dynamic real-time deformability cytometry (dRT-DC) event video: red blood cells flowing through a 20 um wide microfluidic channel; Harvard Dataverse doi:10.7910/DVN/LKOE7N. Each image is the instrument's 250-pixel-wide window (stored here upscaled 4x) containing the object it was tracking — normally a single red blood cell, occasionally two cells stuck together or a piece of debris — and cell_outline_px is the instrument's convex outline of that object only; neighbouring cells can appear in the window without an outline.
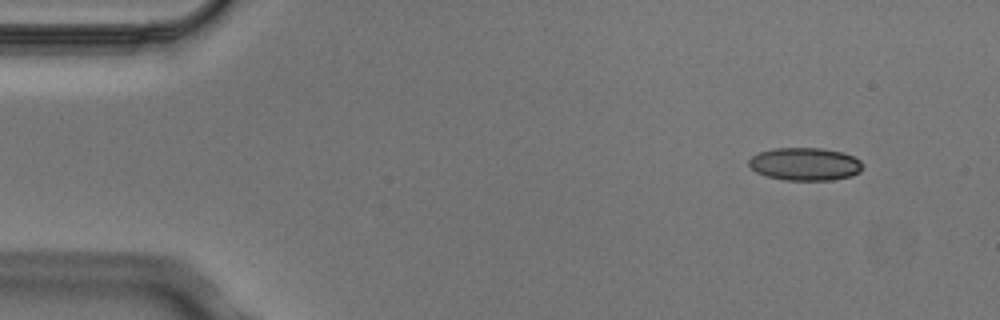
{"species": "Egyptian fruit bat (a non-hibernating species)", "species_latin": "Rousettus aegyptiacus", "temperature_condition": "cold", "stored_images_in_passage": 7, "camera_frame_rate_fps": 3000, "um_per_image_px": 0.085, "animal": {"sex": "male"}, "frame": {"image": 1, "passage_image": 1, "time_ms": 0.0, "image_size_px": [1000, 320], "cell_outline_px": [[864, 168], [860, 172], [852, 176], [832, 180], [784, 180], [768, 176], [756, 172], [748, 164], [748, 160], [752, 156], [760, 152], [772, 148], [820, 148], [844, 152], [860, 160], [864, 164]], "centroid_in_image_um": [68.46, 13.94], "position_along_channel_um": 16.5, "area_um2": 21.96}}
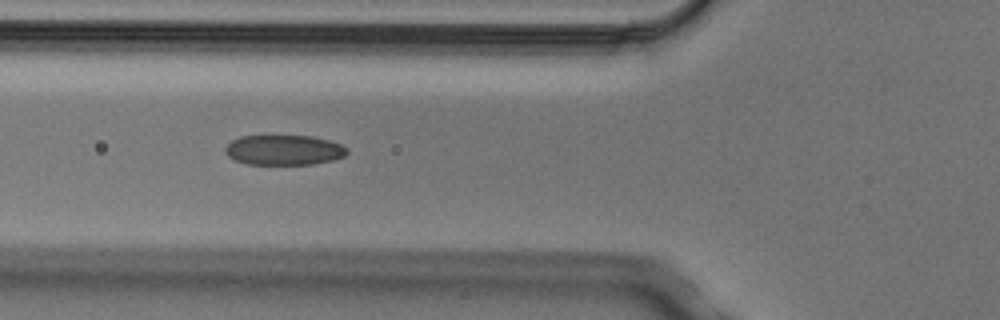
{"frame": {"image": 2, "passage_image": 5, "time_ms": 1.333, "image_size_px": [1000, 320], "cell_outline_px": [[348, 152], [344, 156], [336, 160], [312, 164], [248, 164], [236, 160], [228, 156], [224, 152], [224, 148], [232, 140], [240, 136], [312, 136], [328, 140], [340, 144], [348, 148]], "centroid_in_image_um": [24.15, 12.75], "position_along_channel_um": 101.7, "area_um2": 21.39}}
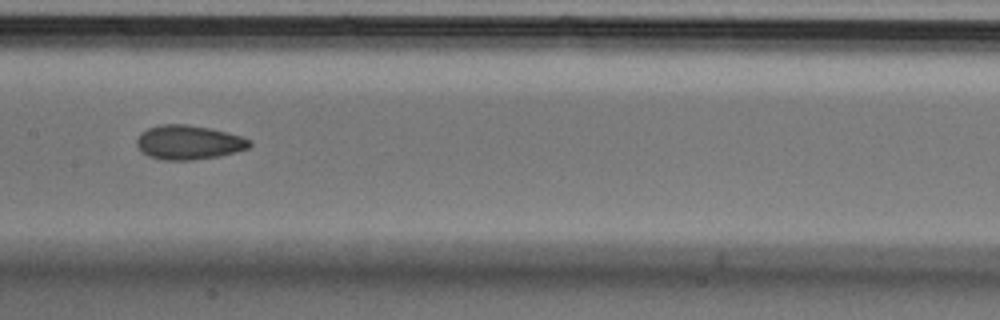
{"frame": {"image": 3, "passage_image": 7, "time_ms": 2.0, "image_size_px": [1000, 320], "cell_outline_px": [[252, 144], [248, 148], [236, 152], [220, 156], [192, 160], [164, 160], [148, 156], [140, 152], [136, 144], [136, 140], [140, 132], [148, 128], [160, 124], [184, 124], [208, 128], [240, 136], [252, 140]], "centroid_in_image_um": [16.0, 12.11], "position_along_channel_um": 191.4, "area_um2": 22.6}}